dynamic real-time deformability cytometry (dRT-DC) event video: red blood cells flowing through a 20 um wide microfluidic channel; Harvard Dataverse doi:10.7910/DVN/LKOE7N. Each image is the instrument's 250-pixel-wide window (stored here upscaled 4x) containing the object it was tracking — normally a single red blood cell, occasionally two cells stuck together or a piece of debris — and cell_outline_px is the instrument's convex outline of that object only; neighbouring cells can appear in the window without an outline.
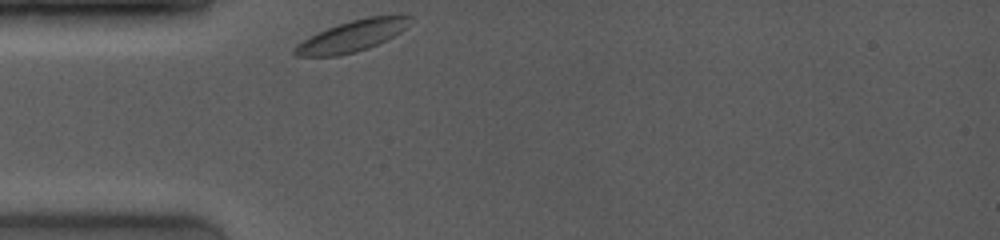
{"species": "common noctule bat (a hibernating species)", "species_latin": "Nyctalus noctula", "temperature_condition": "room temperature", "stored_images_in_passage": 13, "camera_frame_rate_fps": 4000, "um_per_image_px": 0.085, "animal": {"sex": "female", "body_mass_g": 19.0, "forearm_length_mm": 53.3}, "frame": {"image": 1, "passage_image": 1, "time_ms": 0.0, "image_size_px": [1000, 240], "cell_outline_px": [[412, 16], [404, 28], [400, 32], [368, 48], [356, 52], [336, 56], [296, 56], [292, 52], [296, 44], [328, 28], [352, 20], [368, 16]], "centroid_in_image_um": [29.87, 3.08], "position_along_channel_um": 55.1, "area_um2": 20.23}}